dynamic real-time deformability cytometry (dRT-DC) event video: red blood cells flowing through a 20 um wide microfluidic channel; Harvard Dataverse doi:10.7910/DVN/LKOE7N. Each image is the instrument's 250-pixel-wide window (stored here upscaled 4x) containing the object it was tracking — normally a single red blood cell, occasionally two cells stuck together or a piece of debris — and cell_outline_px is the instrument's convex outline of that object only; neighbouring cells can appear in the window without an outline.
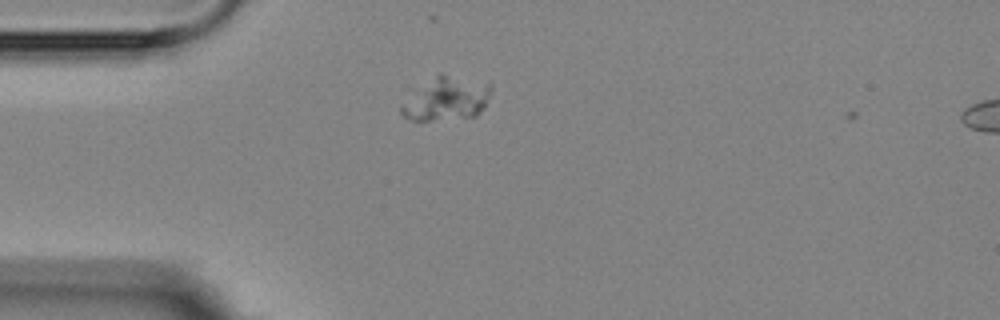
{"species": "Egyptian fruit bat (a non-hibernating species)", "species_latin": "Rousettus aegyptiacus", "temperature_condition": "room temperature", "stored_images_in_passage": 2, "camera_frame_rate_fps": 3000, "um_per_image_px": 0.085, "animal": {"sex": "female"}, "frame": {"image": 1, "passage_image": 1, "time_ms": 0.0, "image_size_px": [1000, 320], "cell_outline_px": [[492, 88], [484, 108], [476, 116], [432, 120], [412, 120], [404, 116], [400, 112], [400, 108], [440, 72], [492, 84]], "centroid_in_image_um": [38.06, 8.4], "position_along_channel_um": 46.9, "area_um2": 21.79}}